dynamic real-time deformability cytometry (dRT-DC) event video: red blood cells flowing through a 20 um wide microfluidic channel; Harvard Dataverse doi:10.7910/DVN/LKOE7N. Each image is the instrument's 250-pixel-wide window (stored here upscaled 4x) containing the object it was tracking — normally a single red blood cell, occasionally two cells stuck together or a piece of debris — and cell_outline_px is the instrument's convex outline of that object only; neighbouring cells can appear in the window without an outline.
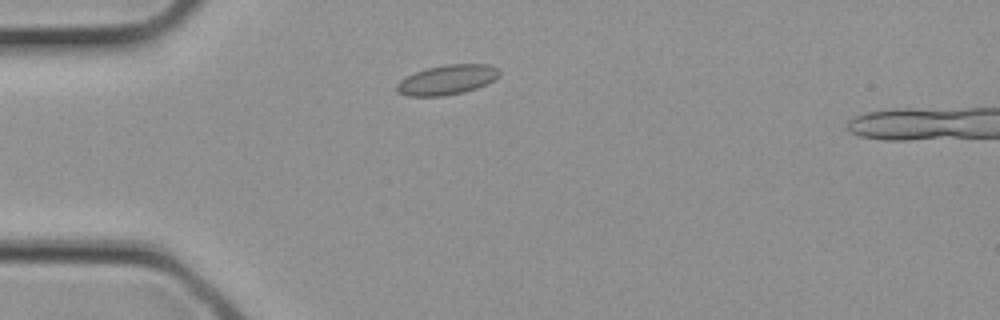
{"species": "common noctule bat (a hibernating species)", "species_latin": "Nyctalus noctula", "temperature_condition": "cold", "stored_images_in_passage": 3, "camera_frame_rate_fps": 3000, "um_per_image_px": 0.085, "animal": {"sex": "female", "body_mass_g": 21.9}, "frame": {"image": 1, "passage_image": 2, "time_ms": 0.333, "image_size_px": [1000, 320], "cell_outline_px": [[500, 76], [476, 88], [464, 92], [444, 96], [408, 96], [396, 92], [396, 84], [400, 80], [416, 72], [428, 68], [448, 64], [488, 64], [496, 68], [500, 72]], "centroid_in_image_um": [37.98, 6.79], "position_along_channel_um": 47.0, "area_um2": 17.63}}